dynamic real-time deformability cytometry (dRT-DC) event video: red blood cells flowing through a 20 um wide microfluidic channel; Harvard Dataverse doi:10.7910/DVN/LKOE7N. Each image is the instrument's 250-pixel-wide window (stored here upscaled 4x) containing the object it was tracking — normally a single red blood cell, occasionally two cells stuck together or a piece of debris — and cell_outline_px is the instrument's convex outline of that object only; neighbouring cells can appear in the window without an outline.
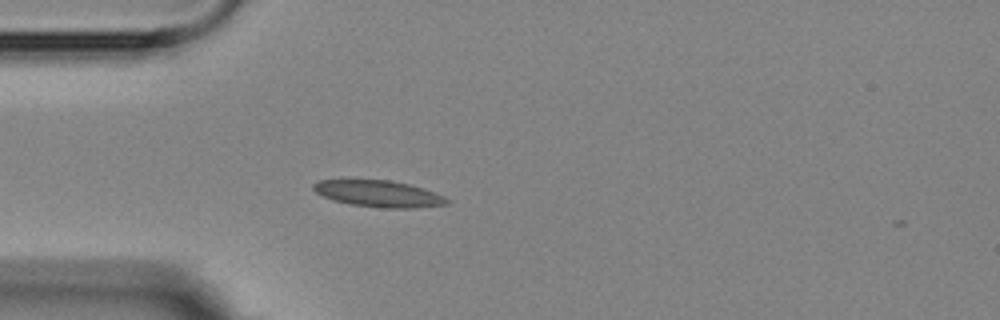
{"species": "Egyptian fruit bat (a non-hibernating species)", "species_latin": "Rousettus aegyptiacus", "temperature_condition": "room temperature", "stored_images_in_passage": 3, "camera_frame_rate_fps": 3000, "um_per_image_px": 0.085, "animal": {"sex": "female"}, "frame": {"image": 1, "passage_image": 3, "time_ms": 2.333, "image_size_px": [1000, 320], "cell_outline_px": [[448, 204], [412, 208], [384, 208], [352, 204], [332, 200], [316, 192], [312, 188], [312, 184], [320, 180], [388, 180], [408, 184], [444, 196], [448, 200]], "centroid_in_image_um": [32.15, 16.47], "position_along_channel_um": 52.9, "area_um2": 20.23}}